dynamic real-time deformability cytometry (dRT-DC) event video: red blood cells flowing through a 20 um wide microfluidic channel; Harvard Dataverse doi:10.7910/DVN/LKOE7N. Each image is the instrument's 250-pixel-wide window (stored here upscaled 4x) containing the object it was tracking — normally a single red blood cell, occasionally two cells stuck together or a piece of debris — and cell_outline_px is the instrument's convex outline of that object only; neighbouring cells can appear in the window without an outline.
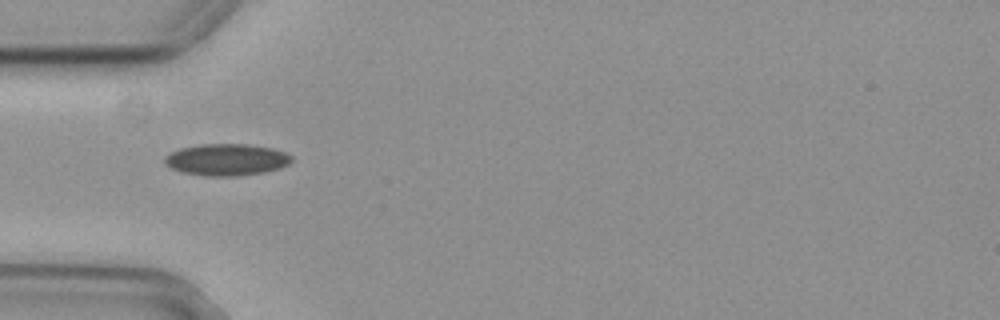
{"species": "common noctule bat (a hibernating species)", "species_latin": "Nyctalus noctula", "temperature_condition": "cold", "stored_images_in_passage": 37, "camera_frame_rate_fps": 3000, "um_per_image_px": 0.085, "animal": {"sex": "female", "body_mass_g": 29.2, "forearm_length_mm": 56.3}, "frame": {"image": 1, "passage_image": 1, "time_ms": 0.0, "image_size_px": [1000, 320], "cell_outline_px": [[292, 160], [288, 164], [280, 168], [264, 172], [236, 176], [204, 176], [184, 172], [172, 168], [164, 164], [164, 156], [180, 148], [200, 144], [248, 144], [272, 148], [284, 152], [292, 156]], "centroid_in_image_um": [19.25, 13.57], "position_along_channel_um": 65.8, "area_um2": 23.47}}
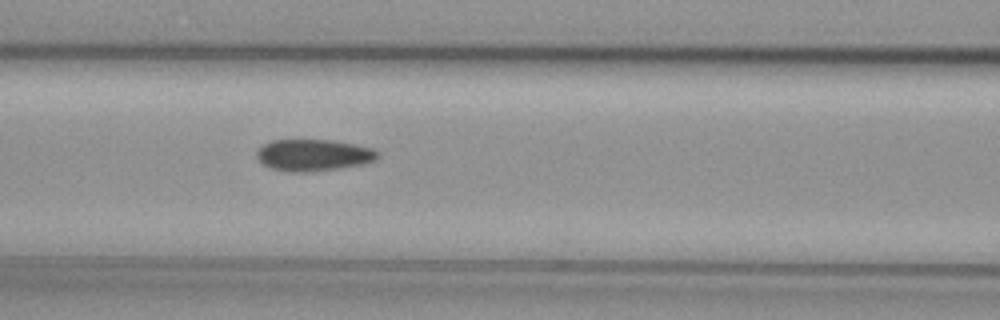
{"frame": {"image": 2, "passage_image": 7, "time_ms": 2.0, "image_size_px": [1000, 320], "cell_outline_px": [[380, 156], [376, 160], [364, 164], [340, 168], [304, 172], [288, 172], [272, 168], [264, 164], [256, 156], [256, 152], [264, 144], [272, 140], [332, 140], [372, 148], [380, 152]], "centroid_in_image_um": [26.68, 13.18], "position_along_channel_um": 139.9, "area_um2": 22.25}}
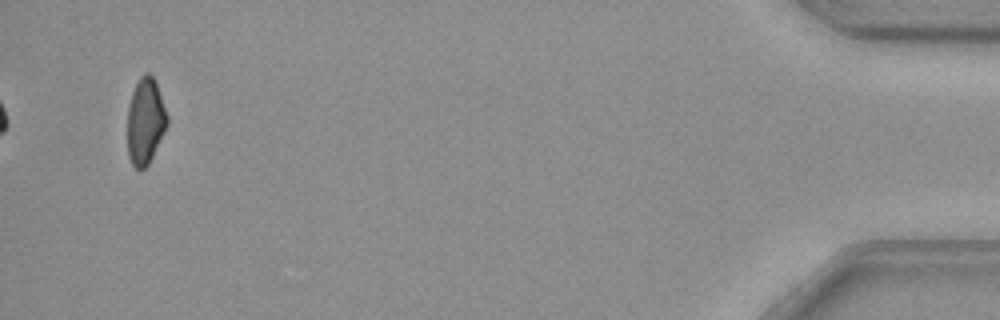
{"frame": {"image": 3, "passage_image": 37, "time_ms": 12.0, "image_size_px": [1000, 320], "cell_outline_px": [[168, 124], [148, 164], [144, 168], [136, 168], [132, 164], [128, 156], [128, 104], [132, 92], [140, 76], [144, 72], [148, 72], [156, 80], [168, 116]], "centroid_in_image_um": [12.36, 10.25], "position_along_channel_um": 422.8, "area_um2": 19.94}, "authors_computed_cell_mechanics": {"area_um2": 22.3108, "velocity_mm_per_s": 3.7167, "shape_relaxation_time_tau1_ms": 8.6298, "shape_relaxation_time_tau2_ms": 10.5211, "deformation_change_tau1": 0.1505, "deformation_change_tau2": 0.1147}}